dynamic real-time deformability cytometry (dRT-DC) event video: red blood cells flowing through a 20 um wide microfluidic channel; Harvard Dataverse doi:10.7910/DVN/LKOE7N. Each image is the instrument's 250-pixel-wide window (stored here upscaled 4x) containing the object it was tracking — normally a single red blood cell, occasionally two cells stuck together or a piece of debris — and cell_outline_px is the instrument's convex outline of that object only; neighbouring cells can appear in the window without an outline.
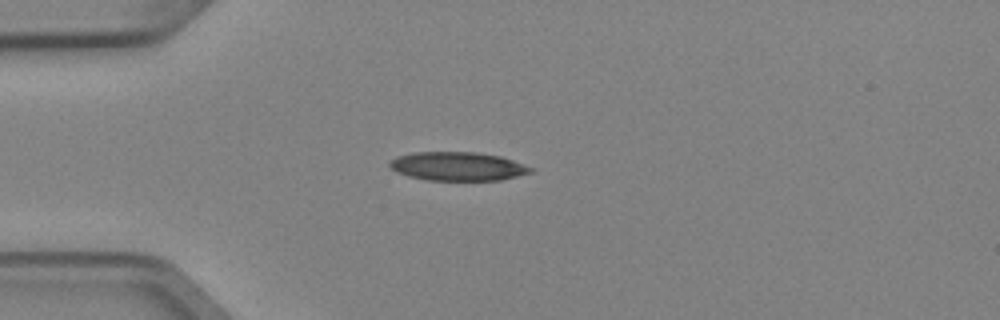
{"species": "Egyptian fruit bat (a non-hibernating species)", "species_latin": "Rousettus aegyptiacus", "temperature_condition": "cold", "stored_images_in_passage": 3, "camera_frame_rate_fps": 3000, "um_per_image_px": 0.085, "animal": {"sex": "female"}, "frame": {"image": 1, "passage_image": 2, "time_ms": 0.333, "image_size_px": [1000, 320], "cell_outline_px": [[532, 172], [500, 180], [428, 180], [408, 176], [396, 172], [388, 164], [396, 156], [412, 152], [476, 152], [500, 156], [512, 160], [532, 168]], "centroid_in_image_um": [38.86, 14.13], "position_along_channel_um": 46.1, "area_um2": 23.41}}